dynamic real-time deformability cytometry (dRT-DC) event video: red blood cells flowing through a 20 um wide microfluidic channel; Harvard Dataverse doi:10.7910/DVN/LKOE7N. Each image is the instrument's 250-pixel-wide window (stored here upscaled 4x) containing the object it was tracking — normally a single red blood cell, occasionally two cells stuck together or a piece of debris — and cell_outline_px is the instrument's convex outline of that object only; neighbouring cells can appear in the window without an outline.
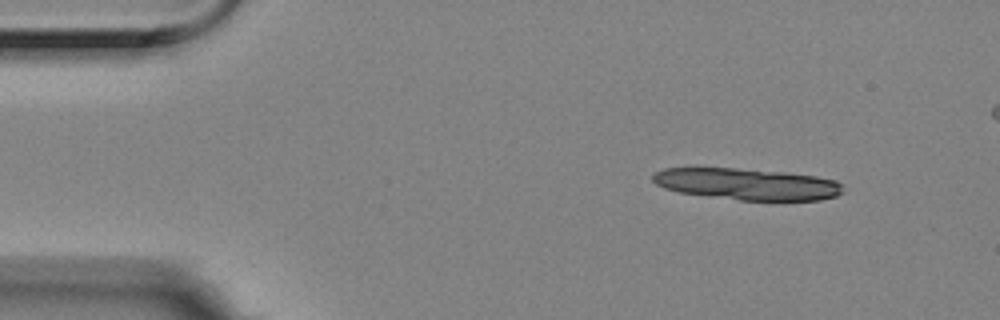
{"species": "Egyptian fruit bat (a non-hibernating species)", "species_latin": "Rousettus aegyptiacus", "temperature_condition": "room temperature", "stored_images_in_passage": 5, "segment_of_instrument_passage": [1, 2], "camera_frame_rate_fps": 3000, "um_per_image_px": 0.085, "animal": {"sex": "female"}, "frame": {"image": 1, "passage_image": 1, "time_ms": 0.0, "image_size_px": [1000, 320], "cell_outline_px": [[844, 192], [836, 196], [820, 200], [740, 200], [680, 192], [664, 188], [656, 184], [652, 180], [652, 176], [656, 172], [664, 168], [696, 164], [784, 172], [816, 176], [836, 180], [844, 184]], "centroid_in_image_um": [63.43, 15.59], "position_along_channel_um": 21.6, "area_um2": 36.13}}